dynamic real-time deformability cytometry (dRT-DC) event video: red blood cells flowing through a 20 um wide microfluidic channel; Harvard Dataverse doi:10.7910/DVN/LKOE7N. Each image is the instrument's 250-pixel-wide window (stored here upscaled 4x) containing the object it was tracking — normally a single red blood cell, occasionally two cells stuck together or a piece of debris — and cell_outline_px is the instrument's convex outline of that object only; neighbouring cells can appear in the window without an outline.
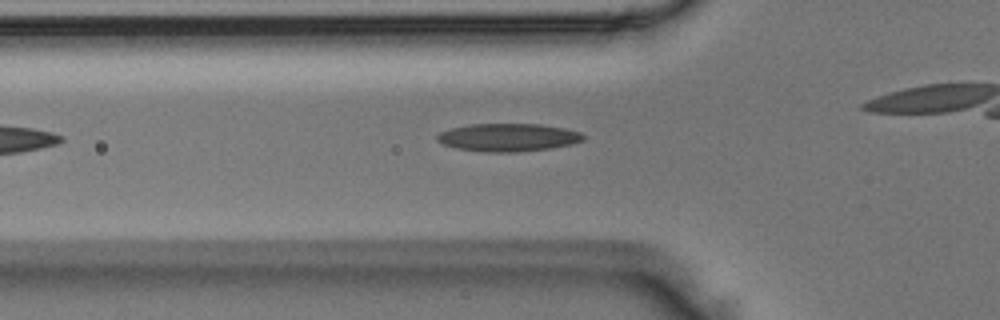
{"species": "Egyptian fruit bat (a non-hibernating species)", "species_latin": "Rousettus aegyptiacus", "temperature_condition": "room temperature", "stored_images_in_passage": 27, "camera_frame_rate_fps": 3000, "um_per_image_px": 0.085, "animal": {"sex": "male"}, "frame": {"image": 1, "passage_image": 4, "time_ms": 1.0, "image_size_px": [1000, 320], "cell_outline_px": [[584, 140], [572, 144], [548, 148], [516, 152], [488, 152], [456, 148], [444, 144], [436, 140], [436, 136], [440, 132], [452, 128], [472, 124], [540, 124], [564, 128], [580, 132], [584, 136]], "centroid_in_image_um": [43.19, 11.68], "position_along_channel_um": 82.6, "area_um2": 23.58}}
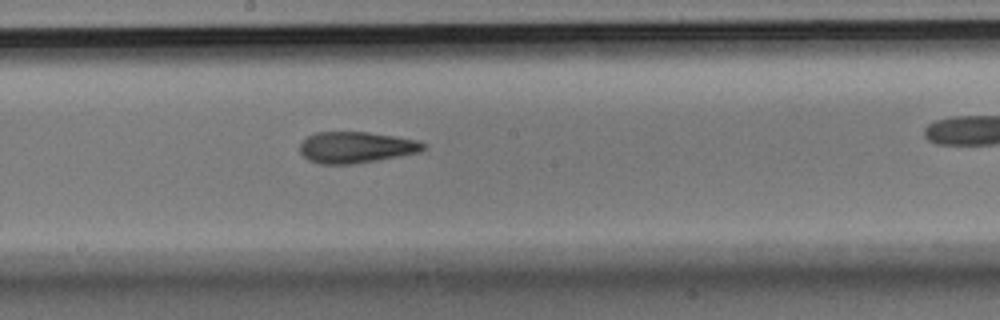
{"frame": {"image": 2, "passage_image": 14, "time_ms": 4.333, "image_size_px": [1000, 320], "cell_outline_px": [[428, 148], [420, 152], [400, 156], [352, 164], [320, 164], [308, 160], [300, 152], [300, 144], [308, 136], [316, 132], [368, 132], [420, 140], [428, 144]], "centroid_in_image_um": [30.32, 12.52], "position_along_channel_um": 217.9, "area_um2": 22.66}}
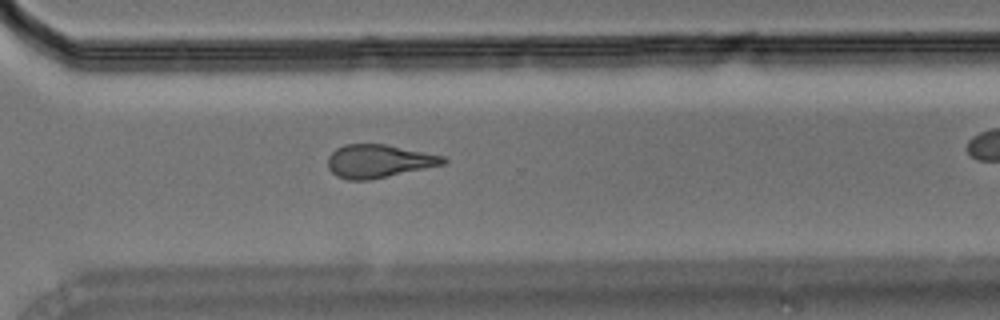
{"frame": {"image": 3, "passage_image": 23, "time_ms": 7.333, "image_size_px": [1000, 320], "cell_outline_px": [[448, 160], [444, 164], [368, 180], [348, 180], [336, 176], [328, 168], [328, 156], [336, 148], [344, 144], [384, 144], [444, 156]], "centroid_in_image_um": [32.15, 13.69], "position_along_channel_um": 338.5, "area_um2": 22.08}}